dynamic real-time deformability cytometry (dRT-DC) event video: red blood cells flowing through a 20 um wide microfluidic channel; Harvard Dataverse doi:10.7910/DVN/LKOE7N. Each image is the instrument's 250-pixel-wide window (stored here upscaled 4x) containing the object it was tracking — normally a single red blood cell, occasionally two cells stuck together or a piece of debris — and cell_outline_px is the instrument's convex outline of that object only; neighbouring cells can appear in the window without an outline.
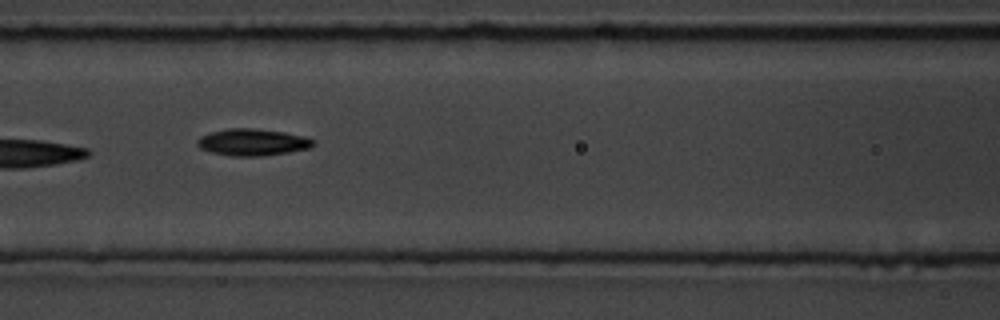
{"species": "common noctule bat (a hibernating species)", "species_latin": "Nyctalus noctula", "temperature_condition": "room temperature", "stored_images_in_passage": 16, "camera_frame_rate_fps": 3000, "um_per_image_px": 0.085, "animal": {"sex": "male", "body_mass_g": 19.5, "forearm_length_mm": 54.6}, "frame": {"image": 1, "passage_image": 7, "time_ms": 7.667, "image_size_px": [1000, 320], "cell_outline_px": [[316, 144], [312, 148], [288, 152], [260, 156], [232, 156], [212, 152], [200, 148], [196, 144], [196, 140], [200, 136], [212, 132], [228, 128], [252, 128], [284, 132], [316, 140]], "centroid_in_image_um": [21.47, 12.09], "position_along_channel_um": 145.1, "area_um2": 18.09}}
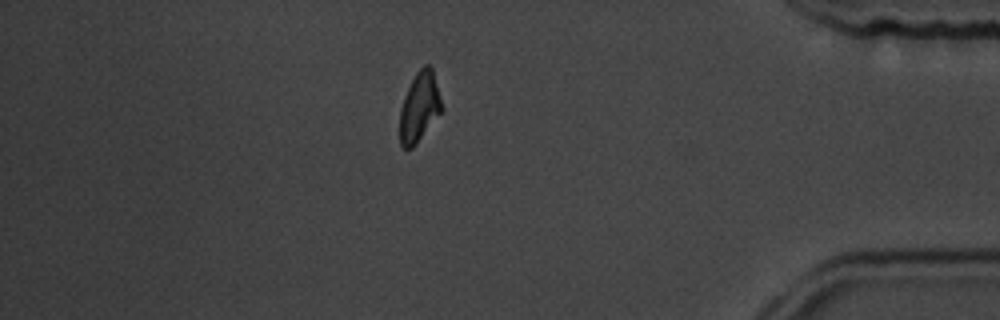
{"frame": {"image": 2, "passage_image": 16, "time_ms": 18.667, "image_size_px": [1000, 320], "cell_outline_px": [[444, 108], [416, 144], [412, 148], [404, 148], [400, 144], [400, 108], [404, 96], [416, 72], [424, 64], [428, 64], [432, 68]], "centroid_in_image_um": [35.66, 9.08], "position_along_channel_um": 399.5, "area_um2": 16.94}, "authors_computed_cell_mechanics": {"area_um2": 17.9758, "velocity_mm_per_s": 3.6842, "shape_relaxation_time_tau1_ms": 5.2769, "shape_relaxation_time_tau2_ms": 7.4702, "deformation_change_tau1": 0.1321, "deformation_change_tau2": 0.1361}}